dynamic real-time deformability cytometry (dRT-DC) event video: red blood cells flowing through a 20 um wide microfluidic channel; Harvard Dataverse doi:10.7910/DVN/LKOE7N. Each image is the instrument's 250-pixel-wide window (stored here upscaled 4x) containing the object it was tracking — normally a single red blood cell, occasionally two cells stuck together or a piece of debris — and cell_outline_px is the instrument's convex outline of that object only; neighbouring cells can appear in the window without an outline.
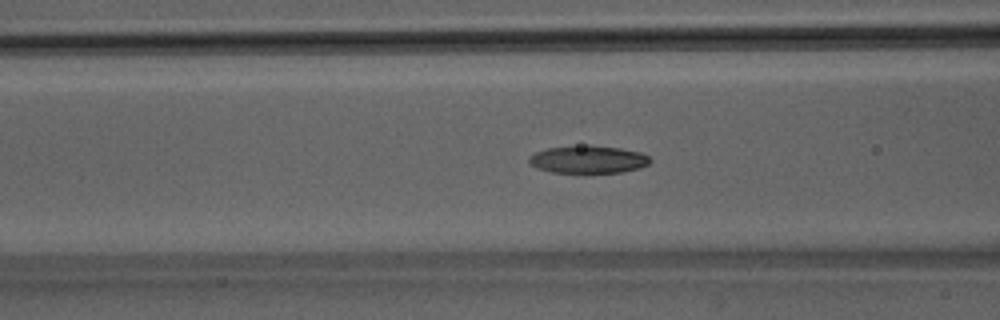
{"species": "Egyptian fruit bat (a non-hibernating species)", "species_latin": "Rousettus aegyptiacus", "temperature_condition": "room temperature", "stored_images_in_passage": 52, "segment_of_instrument_passage": [1, 2], "camera_frame_rate_fps": 3000, "um_per_image_px": 0.085, "animal": {"sex": "male"}, "frame": {"image": 1, "passage_image": 21, "time_ms": 6.667, "image_size_px": [1000, 320], "cell_outline_px": [[652, 160], [648, 164], [640, 168], [620, 172], [552, 172], [536, 168], [528, 164], [528, 160], [536, 152], [548, 148], [588, 144], [592, 144], [620, 148], [640, 152], [648, 156]], "centroid_in_image_um": [50.0, 13.54], "position_along_channel_um": 116.6, "area_um2": 19.54}}
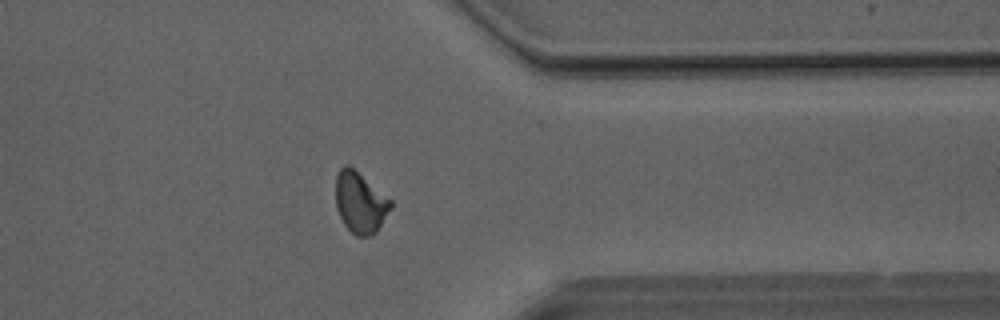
{"frame": {"image": 2, "passage_image": 41, "time_ms": 13.333, "image_size_px": [1000, 320], "cell_outline_px": [[392, 208], [376, 232], [372, 236], [356, 236], [344, 224], [336, 208], [336, 176], [340, 168], [344, 164], [348, 164], [392, 200]], "centroid_in_image_um": [30.62, 17.22], "position_along_channel_um": 380.8, "area_um2": 19.54}}
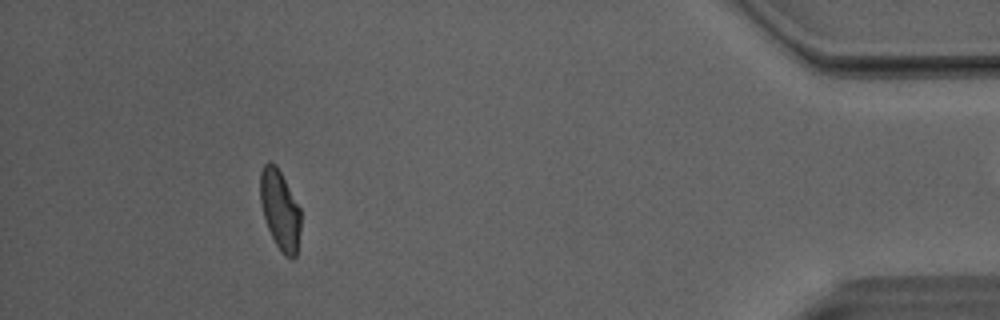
{"frame": {"image": 3, "passage_image": 47, "time_ms": 15.333, "image_size_px": [1000, 320], "cell_outline_px": [[300, 232], [296, 256], [292, 260], [284, 256], [280, 252], [268, 228], [260, 204], [260, 172], [264, 164], [268, 160], [276, 164], [300, 208]], "centroid_in_image_um": [23.79, 17.85], "position_along_channel_um": 411.4, "area_um2": 18.9}}